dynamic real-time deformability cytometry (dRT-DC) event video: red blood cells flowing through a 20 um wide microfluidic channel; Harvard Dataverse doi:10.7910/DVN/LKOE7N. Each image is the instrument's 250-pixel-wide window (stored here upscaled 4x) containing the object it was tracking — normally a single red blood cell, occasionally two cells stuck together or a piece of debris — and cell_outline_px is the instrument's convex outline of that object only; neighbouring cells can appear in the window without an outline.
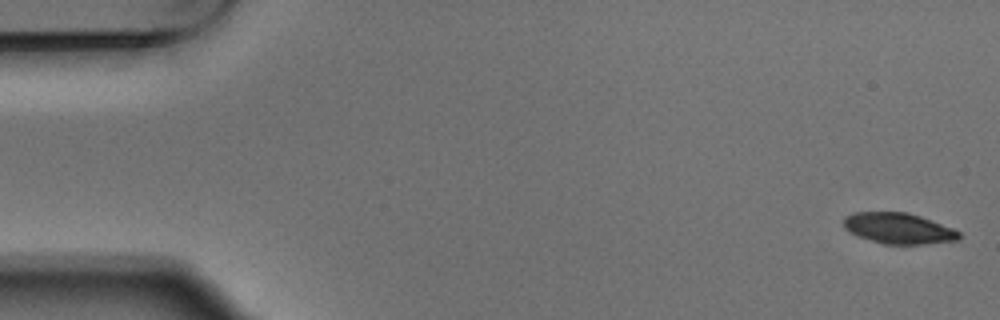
{"species": "Egyptian fruit bat (a non-hibernating species)", "species_latin": "Rousettus aegyptiacus", "temperature_condition": "warm", "stored_images_in_passage": 4, "camera_frame_rate_fps": 3000, "um_per_image_px": 0.085, "animal": {"sex": "male"}, "frame": {"image": 1, "passage_image": 1, "time_ms": 0.0, "image_size_px": [1000, 320], "cell_outline_px": [[960, 240], [924, 244], [880, 244], [856, 236], [844, 228], [844, 216], [852, 212], [908, 212], [920, 216], [952, 228], [960, 232]], "centroid_in_image_um": [76.34, 19.41], "position_along_channel_um": 8.7, "area_um2": 20.92}}
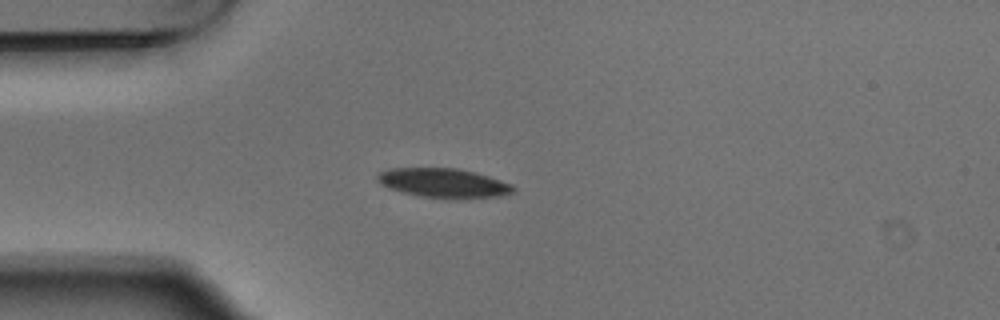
{"frame": {"image": 2, "passage_image": 4, "time_ms": 1.0, "image_size_px": [1000, 320], "cell_outline_px": [[516, 188], [512, 192], [500, 196], [460, 200], [448, 200], [420, 196], [388, 188], [380, 184], [376, 180], [376, 176], [380, 172], [388, 168], [456, 168], [488, 176], [512, 184]], "centroid_in_image_um": [37.69, 15.58], "position_along_channel_um": 47.3, "area_um2": 23.58}}